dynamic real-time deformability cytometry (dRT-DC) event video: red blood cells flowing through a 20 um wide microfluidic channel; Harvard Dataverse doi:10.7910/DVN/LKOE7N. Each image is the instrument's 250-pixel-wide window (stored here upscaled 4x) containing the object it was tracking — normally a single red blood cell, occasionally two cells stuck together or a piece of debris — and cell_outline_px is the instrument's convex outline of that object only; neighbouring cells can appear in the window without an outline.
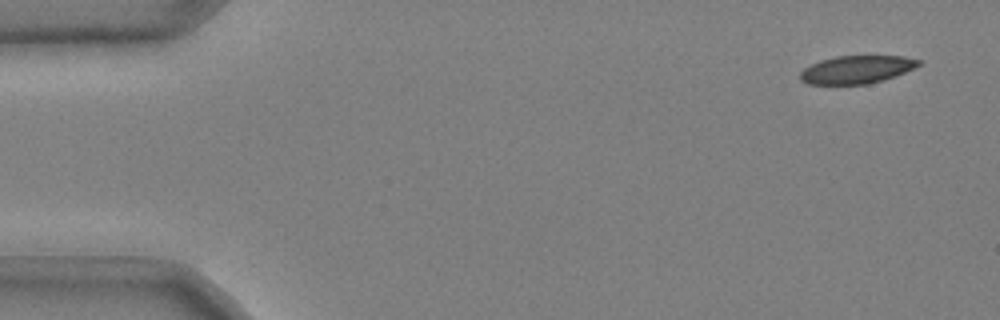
{"species": "common noctule bat (a hibernating species)", "species_latin": "Nyctalus noctula", "temperature_condition": "cold", "stored_images_in_passage": 10, "segment_of_instrument_passage": [1, 2], "camera_frame_rate_fps": 3000, "um_per_image_px": 0.085, "animal": {"sex": "male", "body_mass_g": 20.4}, "frame": {"image": 1, "passage_image": 1, "time_ms": 0.0, "image_size_px": [1000, 320], "cell_outline_px": [[924, 60], [920, 64], [896, 76], [884, 80], [868, 84], [808, 84], [800, 80], [800, 72], [804, 68], [820, 60], [836, 56], [904, 56]], "centroid_in_image_um": [72.82, 5.91], "position_along_channel_um": 12.2, "area_um2": 19.31}}